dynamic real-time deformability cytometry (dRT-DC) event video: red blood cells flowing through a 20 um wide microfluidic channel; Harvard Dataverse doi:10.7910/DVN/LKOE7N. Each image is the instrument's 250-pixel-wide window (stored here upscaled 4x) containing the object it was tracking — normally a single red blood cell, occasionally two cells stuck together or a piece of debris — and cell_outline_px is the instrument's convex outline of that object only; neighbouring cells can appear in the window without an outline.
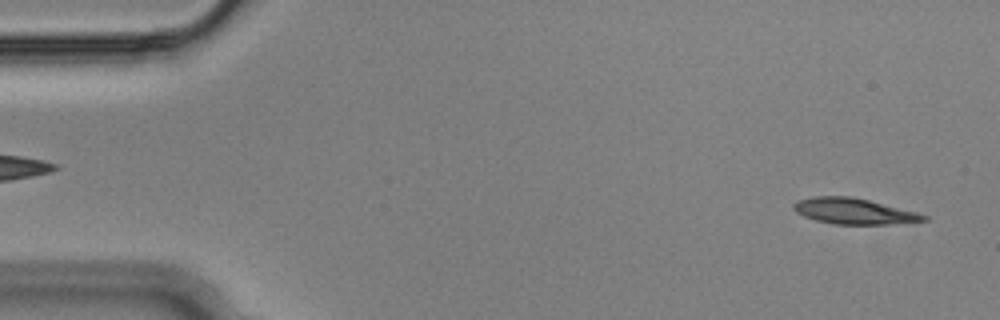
{"species": "Egyptian fruit bat (a non-hibernating species)", "species_latin": "Rousettus aegyptiacus", "temperature_condition": "cold", "stored_images_in_passage": 54, "camera_frame_rate_fps": 3000, "um_per_image_px": 0.085, "animal": {"sex": "male"}, "frame": {"image": 1, "passage_image": 2, "time_ms": 0.333, "image_size_px": [1000, 320], "cell_outline_px": [[928, 220], [888, 224], [832, 224], [816, 220], [804, 216], [796, 212], [792, 208], [792, 204], [796, 200], [812, 196], [852, 196], [916, 212], [928, 216]], "centroid_in_image_um": [72.51, 17.94], "position_along_channel_um": 12.5, "area_um2": 19.54}}
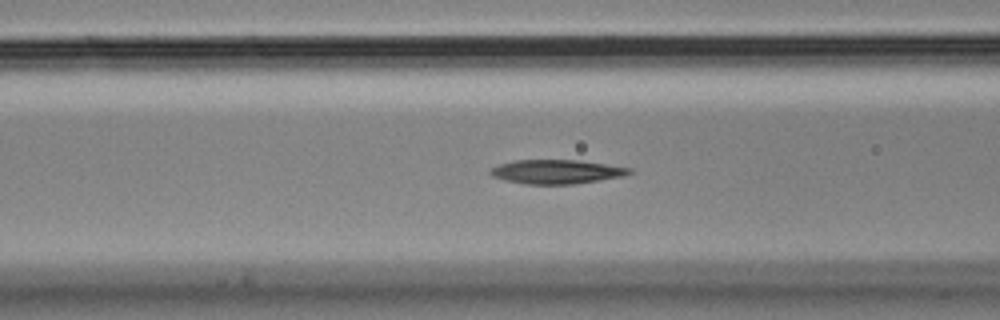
{"frame": {"image": 2, "passage_image": 20, "time_ms": 6.333, "image_size_px": [1000, 320], "cell_outline_px": [[632, 172], [624, 176], [572, 184], [524, 184], [504, 180], [492, 176], [488, 172], [492, 168], [500, 164], [512, 160], [580, 160], [632, 168]], "centroid_in_image_um": [47.28, 14.59], "position_along_channel_um": 119.3, "area_um2": 19.48}}
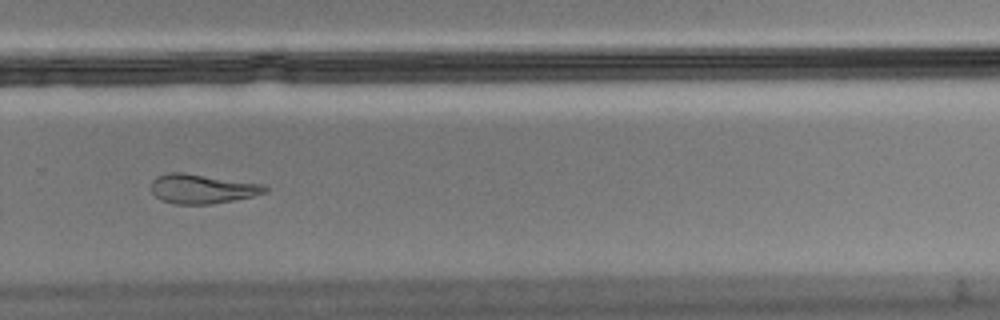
{"frame": {"image": 3, "passage_image": 36, "time_ms": 11.667, "image_size_px": [1000, 320], "cell_outline_px": [[268, 192], [252, 196], [232, 200], [208, 204], [172, 204], [160, 200], [152, 192], [152, 180], [156, 176], [168, 172], [184, 172], [264, 184], [268, 188]], "centroid_in_image_um": [17.17, 16.04], "position_along_channel_um": 312.6, "area_um2": 19.59}, "authors_computed_cell_mechanics": {"area_um2": 19.7098, "velocity_mm_per_s": 3.6315, "shape_relaxation_time_tau1_ms": 8.6462, "shape_relaxation_time_tau2_ms": null, "deformation_change_tau1": 0.2295, "deformation_change_tau2": null}}